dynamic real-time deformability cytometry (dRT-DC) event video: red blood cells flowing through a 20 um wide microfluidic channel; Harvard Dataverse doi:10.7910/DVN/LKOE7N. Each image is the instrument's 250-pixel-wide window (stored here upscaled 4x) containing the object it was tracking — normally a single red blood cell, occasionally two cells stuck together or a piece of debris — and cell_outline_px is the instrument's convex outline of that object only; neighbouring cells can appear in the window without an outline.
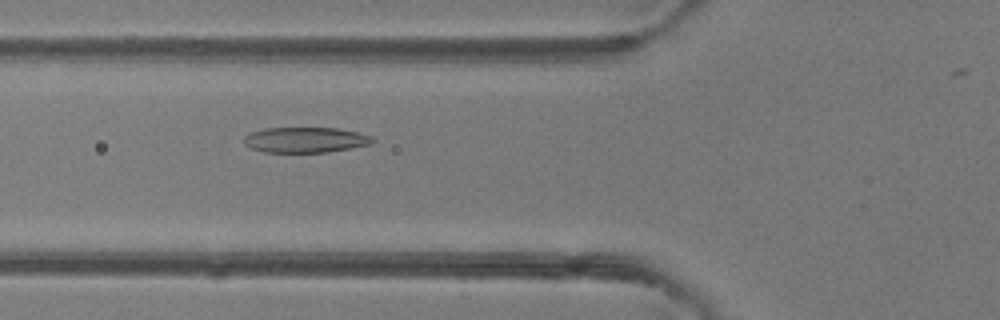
{"species": "common noctule bat (a hibernating species)", "species_latin": "Nyctalus noctula", "temperature_condition": "room temperature", "stored_images_in_passage": 34, "camera_frame_rate_fps": 3000, "um_per_image_px": 0.085, "animal": {"sex": "female"}, "frame": {"image": 1, "passage_image": 8, "time_ms": 2.333, "image_size_px": [1000, 320], "cell_outline_px": [[376, 140], [372, 144], [328, 152], [264, 152], [252, 148], [244, 144], [244, 136], [252, 132], [264, 128], [336, 128], [356, 132], [372, 136]], "centroid_in_image_um": [25.97, 11.89], "position_along_channel_um": 99.8, "area_um2": 19.02}}
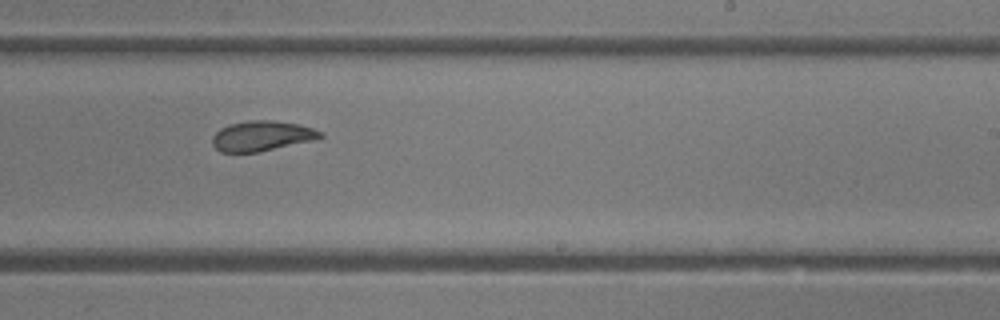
{"frame": {"image": 2, "passage_image": 20, "time_ms": 6.333, "image_size_px": [1000, 320], "cell_outline_px": [[324, 136], [316, 140], [256, 152], [220, 152], [212, 144], [212, 136], [220, 128], [228, 124], [248, 120], [272, 120], [296, 124], [312, 128], [320, 132]], "centroid_in_image_um": [22.22, 11.55], "position_along_channel_um": 266.8, "area_um2": 18.9}}
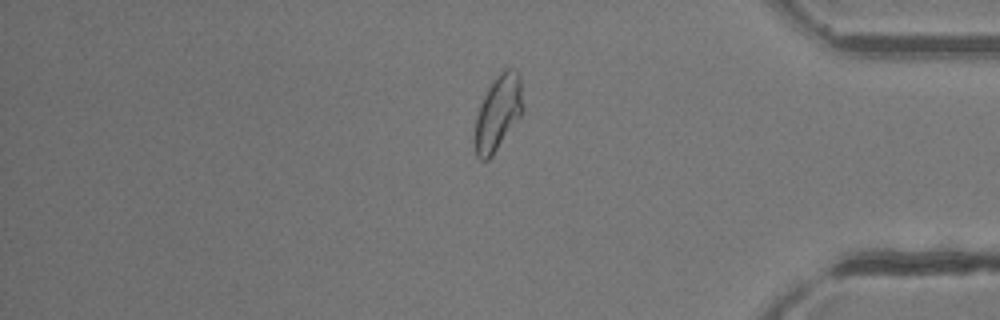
{"frame": {"image": 3, "passage_image": 31, "time_ms": 10.0, "image_size_px": [1000, 320], "cell_outline_px": [[524, 112], [492, 156], [488, 160], [480, 160], [476, 156], [472, 140], [476, 116], [480, 104], [488, 88], [496, 76], [504, 68], [512, 68], [520, 76], [524, 108]], "centroid_in_image_um": [42.31, 9.63], "position_along_channel_um": 392.9, "area_um2": 21.56}}